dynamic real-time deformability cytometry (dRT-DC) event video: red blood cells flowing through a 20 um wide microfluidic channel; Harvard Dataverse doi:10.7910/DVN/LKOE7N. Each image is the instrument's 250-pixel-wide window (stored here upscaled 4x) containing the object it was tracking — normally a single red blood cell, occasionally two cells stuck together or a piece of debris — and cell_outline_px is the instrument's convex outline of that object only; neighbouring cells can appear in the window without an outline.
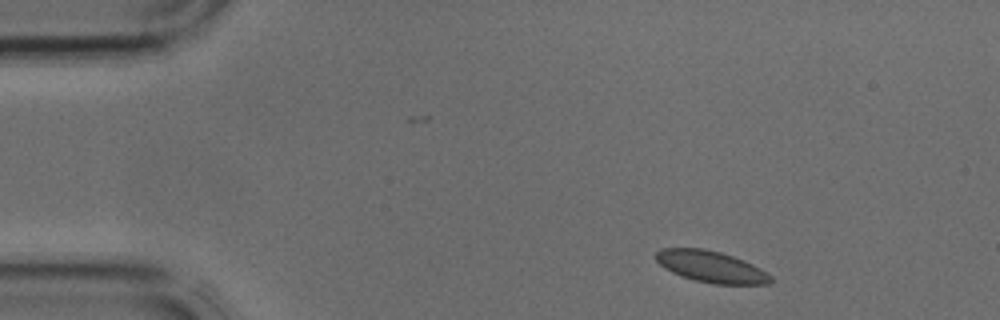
{"species": "common noctule bat (a hibernating species)", "species_latin": "Nyctalus noctula", "temperature_condition": "cold", "stored_images_in_passage": 4, "camera_frame_rate_fps": 3000, "um_per_image_px": 0.085, "animal": {"sex": "male", "body_mass_g": 17.9, "forearm_length_mm": 54.2}, "frame": {"image": 1, "passage_image": 1, "time_ms": 0.0, "image_size_px": [1000, 320], "cell_outline_px": [[772, 280], [768, 284], [712, 284], [696, 280], [672, 272], [664, 268], [656, 260], [656, 252], [660, 248], [704, 248], [720, 252], [744, 260], [760, 268], [772, 276]], "centroid_in_image_um": [60.44, 22.66], "position_along_channel_um": 24.6, "area_um2": 20.92}}
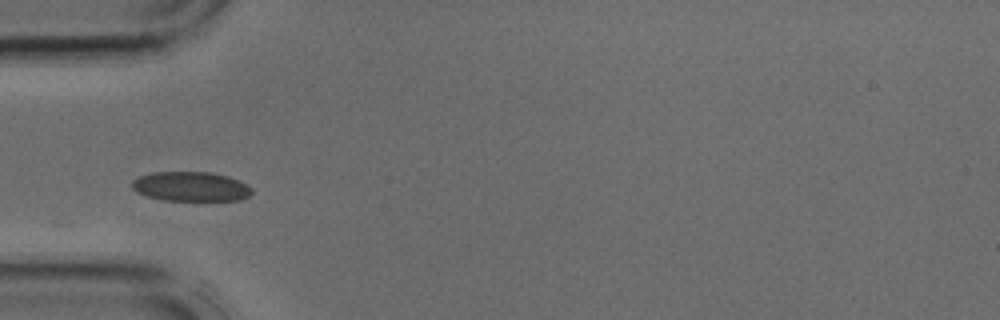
{"frame": {"image": 2, "passage_image": 3, "time_ms": 0.667, "image_size_px": [1000, 320], "cell_outline_px": [[252, 192], [248, 196], [240, 200], [164, 200], [148, 196], [136, 192], [132, 188], [132, 180], [140, 176], [152, 172], [208, 172], [228, 176], [252, 188]], "centroid_in_image_um": [16.19, 15.85], "position_along_channel_um": 68.8, "area_um2": 20.4}}